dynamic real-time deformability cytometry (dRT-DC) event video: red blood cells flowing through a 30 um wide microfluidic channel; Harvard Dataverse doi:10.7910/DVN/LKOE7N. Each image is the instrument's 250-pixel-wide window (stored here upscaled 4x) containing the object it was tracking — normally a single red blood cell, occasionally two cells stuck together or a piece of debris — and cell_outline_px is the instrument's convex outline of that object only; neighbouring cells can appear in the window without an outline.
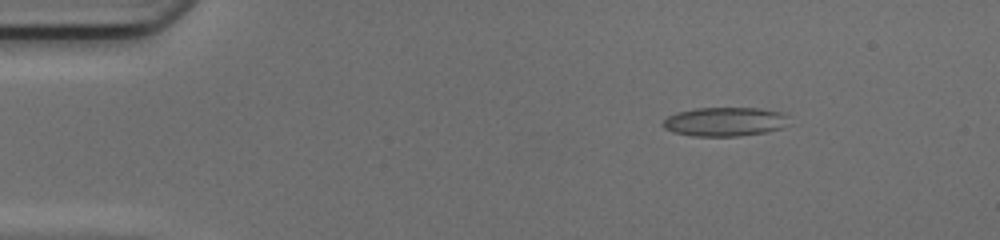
{"species": "common noctule bat (a hibernating species)", "species_latin": "Nyctalus noctula", "temperature_condition": "cold", "stored_images_in_passage": 14, "camera_frame_rate_fps": 3000, "um_per_image_px": 0.085, "animal": {"sex": "female", "body_mass_g": 17.0, "forearm_length_mm": 48.0}, "frame": {"image": 1, "passage_image": 7, "time_ms": 2.0, "image_size_px": [1000, 240], "cell_outline_px": [[792, 116], [780, 128], [764, 132], [736, 136], [692, 136], [672, 132], [664, 128], [660, 124], [668, 116], [676, 112], [696, 108], [760, 108], [780, 112]], "centroid_in_image_um": [61.57, 10.34], "position_along_channel_um": 23.4, "area_um2": 21.33}}